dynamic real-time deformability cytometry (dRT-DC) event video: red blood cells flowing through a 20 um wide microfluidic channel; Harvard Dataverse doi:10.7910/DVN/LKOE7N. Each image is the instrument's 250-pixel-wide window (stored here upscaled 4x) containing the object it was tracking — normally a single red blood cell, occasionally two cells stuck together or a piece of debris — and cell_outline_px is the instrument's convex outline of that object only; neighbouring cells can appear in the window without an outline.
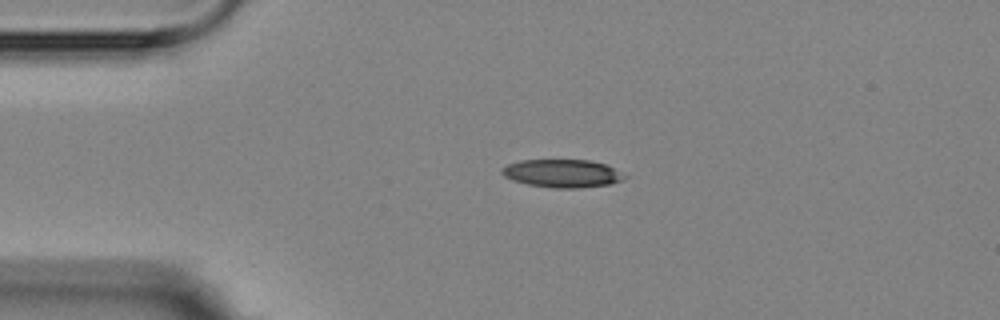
{"species": "Egyptian fruit bat (a non-hibernating species)", "species_latin": "Rousettus aegyptiacus", "temperature_condition": "room temperature", "stored_images_in_passage": 2, "camera_frame_rate_fps": 3000, "um_per_image_px": 0.085, "animal": {"sex": "female"}, "frame": {"image": 1, "passage_image": 1, "time_ms": 0.0, "image_size_px": [1000, 320], "cell_outline_px": [[628, 176], [624, 180], [608, 184], [580, 188], [552, 188], [528, 184], [512, 180], [504, 176], [500, 172], [500, 168], [508, 164], [520, 160], [588, 160], [604, 164]], "centroid_in_image_um": [47.76, 14.74], "position_along_channel_um": 37.2, "area_um2": 20.0}}